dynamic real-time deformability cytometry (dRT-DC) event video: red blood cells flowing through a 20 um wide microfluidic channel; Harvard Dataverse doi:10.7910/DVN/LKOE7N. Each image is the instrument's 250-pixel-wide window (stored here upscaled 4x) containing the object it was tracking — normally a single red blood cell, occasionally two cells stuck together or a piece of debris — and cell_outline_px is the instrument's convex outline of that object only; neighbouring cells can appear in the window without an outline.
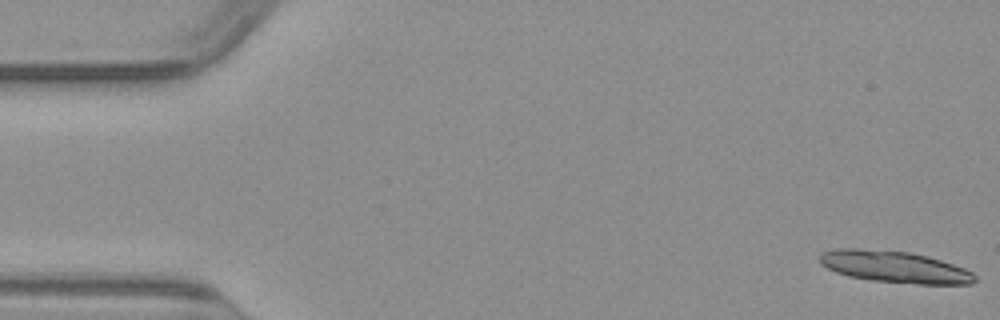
{"species": "common noctule bat (a hibernating species)", "species_latin": "Nyctalus noctula", "temperature_condition": "warm", "stored_images_in_passage": 36, "camera_frame_rate_fps": 3000, "um_per_image_px": 0.085, "animal": {"sex": "male", "body_mass_g": 23.1, "forearm_length_mm": 52.7}, "frame": {"image": 1, "passage_image": 1, "time_ms": 0.0, "image_size_px": [1000, 320], "cell_outline_px": [[976, 280], [972, 284], [916, 284], [872, 280], [848, 276], [836, 272], [820, 264], [820, 256], [824, 252], [840, 248], [852, 248], [908, 252], [940, 260], [964, 268], [972, 272], [976, 276]], "centroid_in_image_um": [76.05, 22.7], "position_along_channel_um": 8.9, "area_um2": 28.26}}
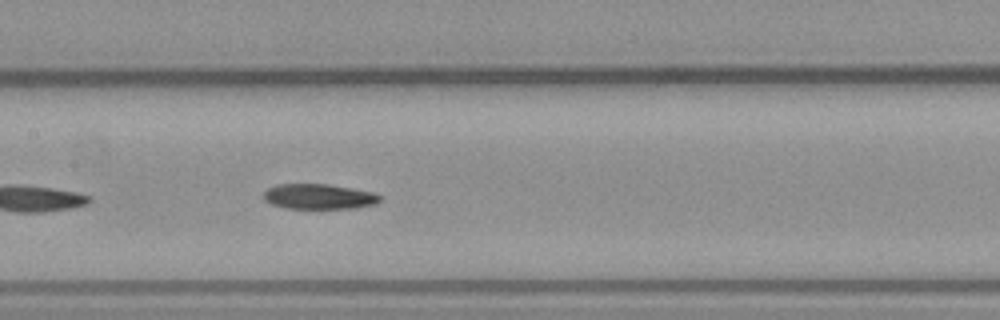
{"frame": {"image": 2, "passage_image": 24, "time_ms": 7.667, "image_size_px": [1000, 320], "cell_outline_px": [[380, 200], [376, 204], [356, 208], [284, 208], [272, 204], [264, 200], [264, 192], [268, 188], [276, 184], [328, 184], [352, 188], [372, 192], [380, 196]], "centroid_in_image_um": [27.09, 16.7], "position_along_channel_um": 180.3, "area_um2": 17.05}}
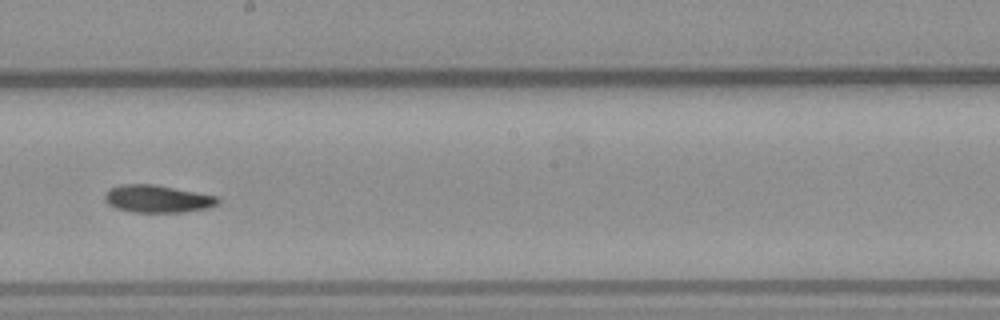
{"frame": {"image": 3, "passage_image": 28, "time_ms": 9.0, "image_size_px": [1000, 320], "cell_outline_px": [[220, 200], [216, 204], [208, 208], [184, 212], [132, 212], [116, 208], [108, 204], [104, 200], [104, 196], [108, 188], [120, 184], [152, 184], [216, 196]], "centroid_in_image_um": [13.32, 16.9], "position_along_channel_um": 234.9, "area_um2": 18.03}}